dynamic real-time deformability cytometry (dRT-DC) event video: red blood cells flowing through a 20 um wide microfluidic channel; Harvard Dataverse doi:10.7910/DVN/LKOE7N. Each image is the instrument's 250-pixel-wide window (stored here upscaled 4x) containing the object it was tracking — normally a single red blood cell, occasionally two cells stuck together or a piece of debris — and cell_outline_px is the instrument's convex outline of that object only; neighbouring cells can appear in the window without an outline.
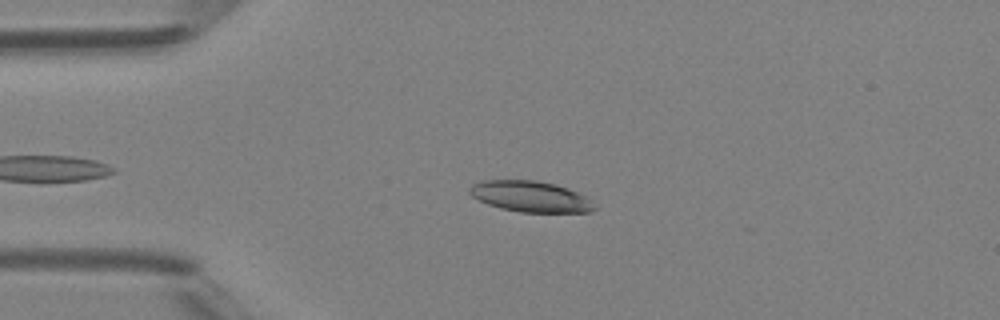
{"species": "Egyptian fruit bat (a non-hibernating species)", "species_latin": "Rousettus aegyptiacus", "temperature_condition": "room temperature", "stored_images_in_passage": 40, "camera_frame_rate_fps": 3000, "um_per_image_px": 0.085, "animal": {"sex": "female"}, "frame": {"image": 1, "passage_image": 9, "time_ms": 2.667, "image_size_px": [1000, 320], "cell_outline_px": [[596, 208], [588, 212], [520, 212], [500, 208], [488, 204], [472, 196], [468, 192], [468, 188], [472, 184], [480, 180], [536, 180], [556, 184], [568, 188], [584, 196]], "centroid_in_image_um": [45.02, 16.69], "position_along_channel_um": 40.0, "area_um2": 22.37}}
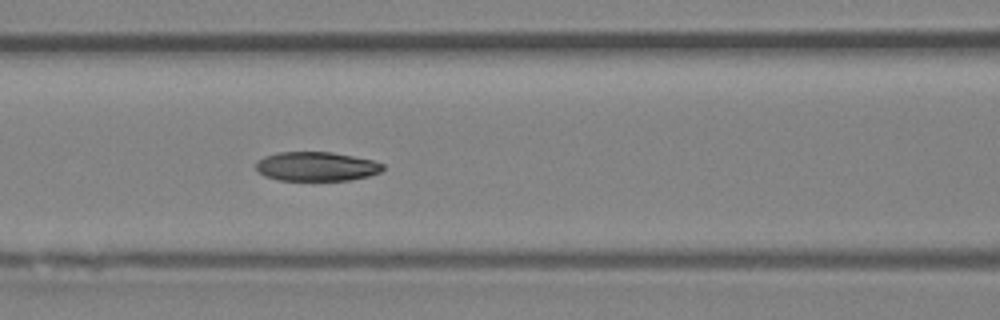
{"frame": {"image": 2, "passage_image": 18, "time_ms": 5.667, "image_size_px": [1000, 320], "cell_outline_px": [[384, 168], [380, 172], [368, 176], [348, 180], [280, 180], [264, 176], [256, 168], [256, 160], [264, 156], [276, 152], [332, 152], [372, 160], [384, 164]], "centroid_in_image_um": [26.87, 14.14], "position_along_channel_um": 139.7, "area_um2": 21.56}}
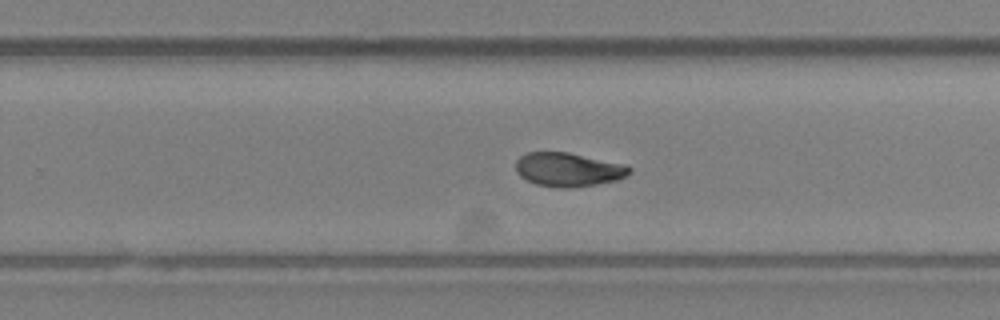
{"frame": {"image": 3, "passage_image": 28, "time_ms": 9.0, "image_size_px": [1000, 320], "cell_outline_px": [[632, 172], [628, 176], [616, 180], [596, 184], [572, 188], [556, 188], [536, 184], [520, 176], [516, 172], [516, 160], [520, 156], [528, 152], [568, 152], [628, 164], [632, 168]], "centroid_in_image_um": [48.35, 14.41], "position_along_channel_um": 281.5, "area_um2": 22.77}, "authors_computed_cell_mechanics": {"area_um2": 22.3397, "velocity_mm_per_s": 4.2765, "shape_relaxation_time_tau1_ms": 5.5551, "shape_relaxation_time_tau2_ms": 2.7037, "deformation_change_tau1": 0.1599, "deformation_change_tau2": 0.0729}}